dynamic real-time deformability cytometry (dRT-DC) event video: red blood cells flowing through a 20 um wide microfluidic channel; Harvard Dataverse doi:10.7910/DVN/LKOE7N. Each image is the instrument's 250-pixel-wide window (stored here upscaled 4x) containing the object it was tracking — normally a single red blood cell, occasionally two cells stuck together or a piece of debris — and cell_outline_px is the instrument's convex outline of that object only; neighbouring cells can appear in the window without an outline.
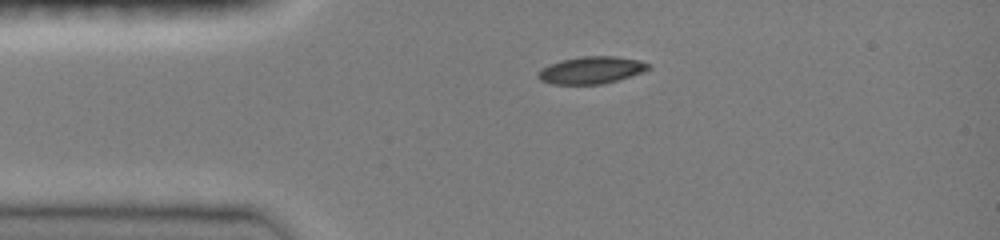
{"species": "common noctule bat (a hibernating species)", "species_latin": "Nyctalus noctula", "temperature_condition": "room temperature", "stored_images_in_passage": 20, "camera_frame_rate_fps": 3000, "um_per_image_px": 0.085, "animal": {"sex": "female", "body_mass_g": 19.0, "forearm_length_mm": 51.5}, "frame": {"image": 1, "passage_image": 1, "time_ms": 0.0, "image_size_px": [1000, 240], "cell_outline_px": [[652, 68], [604, 84], [552, 84], [540, 80], [536, 76], [536, 72], [540, 68], [548, 64], [560, 60], [580, 56], [616, 56], [640, 60], [652, 64]], "centroid_in_image_um": [50.21, 5.95], "position_along_channel_um": 34.8, "area_um2": 17.69}}
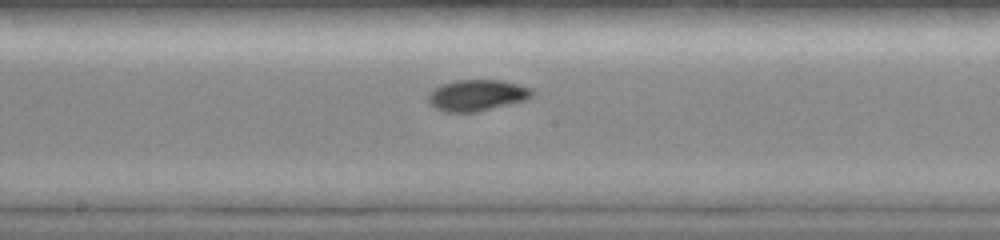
{"frame": {"image": 2, "passage_image": 13, "time_ms": 5.0, "image_size_px": [1000, 240], "cell_outline_px": [[536, 96], [528, 100], [476, 112], [444, 112], [428, 104], [428, 92], [432, 88], [440, 84], [452, 80], [504, 80], [520, 84], [532, 88], [536, 92]], "centroid_in_image_um": [40.58, 8.09], "position_along_channel_um": 207.6, "area_um2": 19.59}}
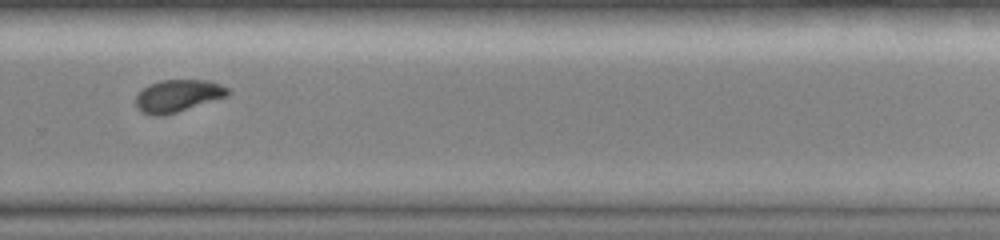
{"frame": {"image": 3, "passage_image": 18, "time_ms": 7.667, "image_size_px": [1000, 240], "cell_outline_px": [[232, 92], [228, 96], [164, 116], [152, 116], [140, 112], [136, 108], [136, 96], [148, 84], [160, 80], [208, 80], [220, 84], [228, 88]], "centroid_in_image_um": [15.11, 8.15], "position_along_channel_um": 314.7, "area_um2": 17.51}}